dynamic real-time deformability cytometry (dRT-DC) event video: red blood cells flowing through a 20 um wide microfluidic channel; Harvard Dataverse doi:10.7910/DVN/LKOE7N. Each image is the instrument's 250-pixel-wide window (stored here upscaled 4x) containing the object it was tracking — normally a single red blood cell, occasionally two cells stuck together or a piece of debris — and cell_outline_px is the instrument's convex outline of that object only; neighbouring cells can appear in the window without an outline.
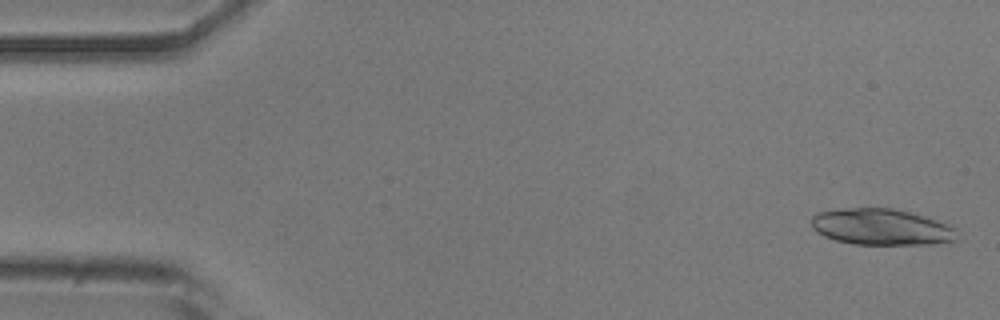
{"species": "common noctule bat (a hibernating species)", "species_latin": "Nyctalus noctula", "temperature_condition": "room temperature", "stored_images_in_passage": 24, "camera_frame_rate_fps": 3000, "um_per_image_px": 0.085, "animal": {"sex": "male", "body_mass_g": 20.5, "forearm_length_mm": 52.5}, "frame": {"image": 1, "passage_image": 1, "time_ms": 0.0, "image_size_px": [1000, 320], "cell_outline_px": [[956, 240], [932, 244], [856, 244], [836, 240], [824, 236], [816, 232], [812, 228], [812, 216], [816, 212], [848, 208], [892, 208], [908, 212], [936, 220], [948, 224], [956, 228]], "centroid_in_image_um": [74.89, 19.29], "position_along_channel_um": 10.1, "area_um2": 30.58}}
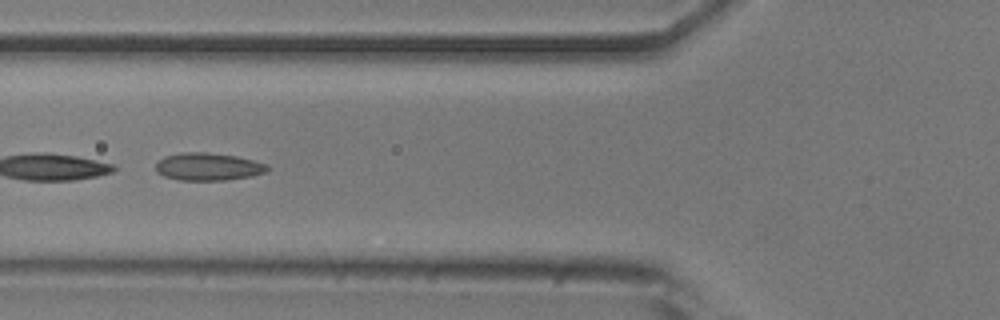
{"frame": {"image": 2, "passage_image": 19, "time_ms": 6.0, "image_size_px": [1000, 320], "cell_outline_px": [[268, 168], [264, 172], [252, 176], [224, 180], [180, 180], [164, 176], [156, 172], [156, 164], [164, 156], [180, 152], [208, 152], [236, 156], [268, 164]], "centroid_in_image_um": [17.66, 14.16], "position_along_channel_um": 108.1, "area_um2": 17.92}}